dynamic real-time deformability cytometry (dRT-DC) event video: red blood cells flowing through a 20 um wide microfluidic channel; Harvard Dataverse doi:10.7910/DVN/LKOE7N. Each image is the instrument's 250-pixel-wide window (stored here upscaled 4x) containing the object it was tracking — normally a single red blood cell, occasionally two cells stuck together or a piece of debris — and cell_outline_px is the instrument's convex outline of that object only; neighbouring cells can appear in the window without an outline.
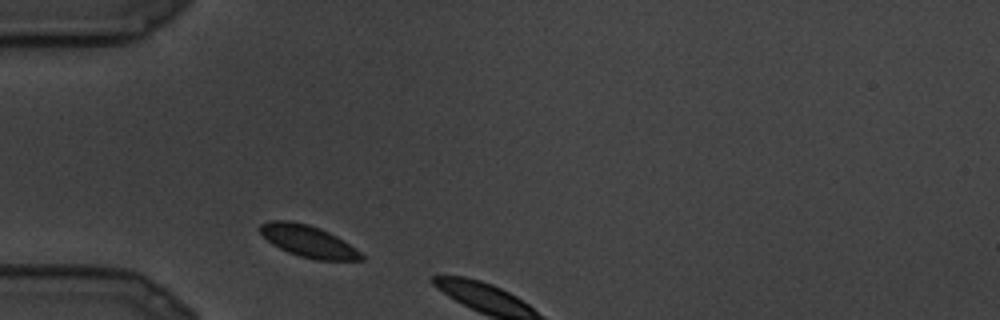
{"species": "common noctule bat (a hibernating species)", "species_latin": "Nyctalus noctula", "temperature_condition": "cold", "stored_images_in_passage": 2, "camera_frame_rate_fps": 3000, "um_per_image_px": 0.085, "animal": {"sex": "male", "body_mass_g": 19.5, "forearm_length_mm": 54.6}, "frame": {"image": 1, "passage_image": 1, "time_ms": 0.0, "image_size_px": [1000, 320], "cell_outline_px": [[364, 260], [316, 260], [300, 256], [288, 252], [272, 244], [260, 232], [260, 224], [268, 220], [292, 220], [308, 224], [320, 228], [336, 236], [360, 252], [364, 256]], "centroid_in_image_um": [26.17, 20.49], "position_along_channel_um": 58.8, "area_um2": 18.61}}